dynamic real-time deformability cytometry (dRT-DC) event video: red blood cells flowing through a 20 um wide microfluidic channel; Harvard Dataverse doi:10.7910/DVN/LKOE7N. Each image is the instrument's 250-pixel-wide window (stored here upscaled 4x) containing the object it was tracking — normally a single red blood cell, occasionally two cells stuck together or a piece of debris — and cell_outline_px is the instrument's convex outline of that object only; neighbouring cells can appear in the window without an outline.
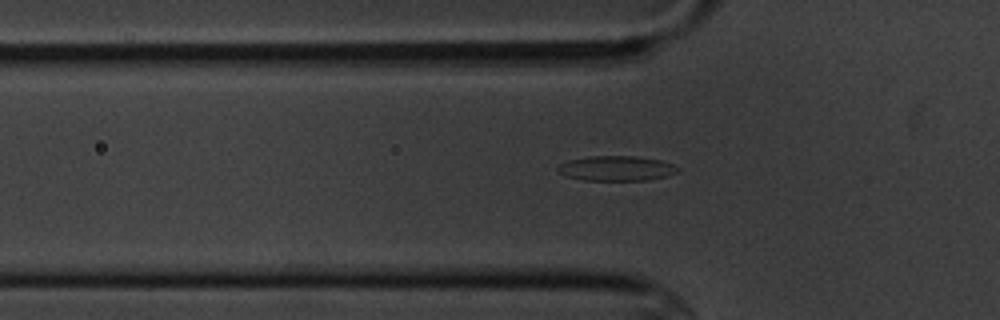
{"species": "common noctule bat (a hibernating species)", "species_latin": "Nyctalus noctula", "temperature_condition": "cold", "stored_images_in_passage": 7, "camera_frame_rate_fps": 3000, "um_per_image_px": 0.085, "animal": {"sex": "male", "body_mass_g": 20.1, "forearm_length_mm": 53.5}, "frame": {"image": 1, "passage_image": 7, "time_ms": 7.667, "image_size_px": [1000, 320], "cell_outline_px": [[680, 168], [676, 172], [668, 176], [648, 180], [584, 180], [564, 176], [556, 168], [560, 164], [568, 160], [588, 156], [636, 156], [660, 160], [672, 164]], "centroid_in_image_um": [52.38, 14.31], "position_along_channel_um": 73.4, "area_um2": 17.46}}